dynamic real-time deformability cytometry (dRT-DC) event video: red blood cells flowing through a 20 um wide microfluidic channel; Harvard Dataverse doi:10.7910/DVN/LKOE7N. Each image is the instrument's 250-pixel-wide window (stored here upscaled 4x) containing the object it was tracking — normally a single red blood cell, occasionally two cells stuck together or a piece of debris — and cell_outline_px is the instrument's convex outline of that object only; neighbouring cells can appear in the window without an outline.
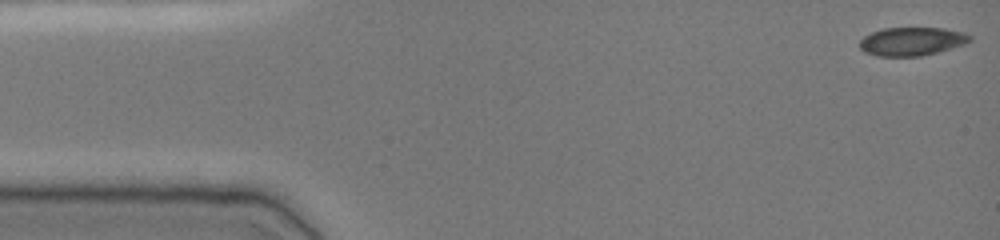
{"species": "common noctule bat (a hibernating species)", "species_latin": "Nyctalus noctula", "temperature_condition": "cold", "stored_images_in_passage": 46, "camera_frame_rate_fps": 3000, "um_per_image_px": 0.085, "animal": {"sex": "female", "body_mass_g": 19.0, "forearm_length_mm": 51.5}, "frame": {"image": 1, "passage_image": 1, "time_ms": 0.0, "image_size_px": [1000, 240], "cell_outline_px": [[972, 40], [964, 44], [936, 52], [920, 56], [880, 56], [864, 52], [860, 48], [860, 40], [864, 36], [872, 32], [884, 28], [944, 28], [964, 32], [972, 36]], "centroid_in_image_um": [77.51, 3.51], "position_along_channel_um": 7.5, "area_um2": 18.15}}
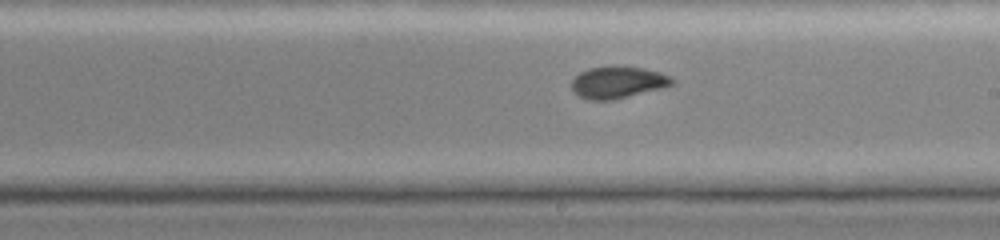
{"frame": {"image": 2, "passage_image": 28, "time_ms": 9.0, "image_size_px": [1000, 240], "cell_outline_px": [[676, 80], [672, 84], [664, 88], [612, 100], [588, 100], [572, 92], [572, 80], [580, 72], [588, 68], [608, 64], [620, 64], [644, 68], [660, 72], [672, 76]], "centroid_in_image_um": [52.53, 6.96], "position_along_channel_um": 236.5, "area_um2": 19.36}}
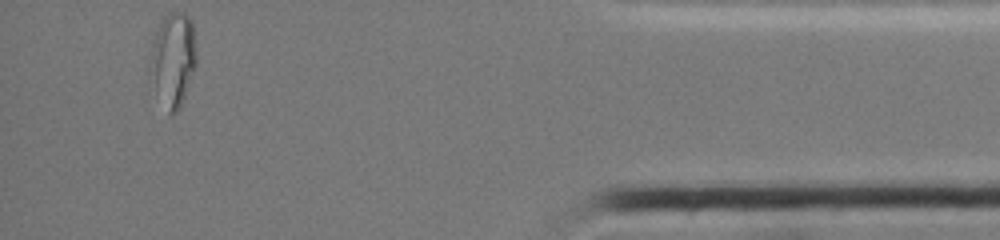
{"frame": {"image": 3, "passage_image": 46, "time_ms": 15.0, "image_size_px": [1000, 240], "cell_outline_px": [[196, 64], [180, 108], [176, 112], [168, 112], [148, 72], [148, 68], [152, 48], [156, 32], [160, 20], [168, 12], [184, 12], [192, 20], [196, 48]], "centroid_in_image_um": [14.72, 4.99], "position_along_channel_um": 420.5, "area_um2": 25.09}}